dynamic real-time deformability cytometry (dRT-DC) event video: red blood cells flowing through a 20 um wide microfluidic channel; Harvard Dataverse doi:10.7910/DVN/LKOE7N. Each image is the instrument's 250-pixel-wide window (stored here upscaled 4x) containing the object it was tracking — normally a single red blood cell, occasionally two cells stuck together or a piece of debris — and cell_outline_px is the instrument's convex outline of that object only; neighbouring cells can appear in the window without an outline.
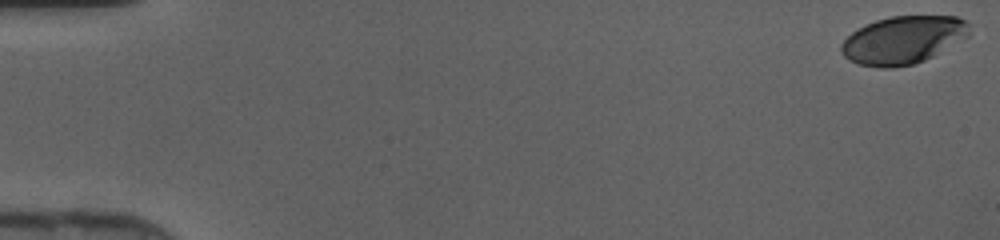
{"species": "human", "species_latin": "Homo sapiens", "temperature_condition": "cold", "stored_images_in_passage": 40, "camera_frame_rate_fps": 3000, "um_per_image_px": 0.085, "donor": {"sex": "female"}, "frame": {"image": 1, "passage_image": 1, "time_ms": 0.0, "image_size_px": [1000, 240], "cell_outline_px": [[968, 36], [932, 56], [924, 60], [912, 64], [892, 68], [880, 68], [860, 64], [848, 60], [840, 52], [840, 44], [852, 32], [876, 20], [892, 16], [956, 16], [964, 20], [968, 24]], "centroid_in_image_um": [76.72, 3.4], "position_along_channel_um": 8.3, "area_um2": 35.32}}
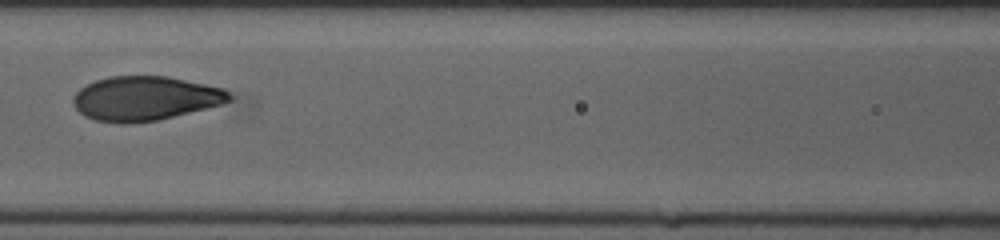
{"frame": {"image": 2, "passage_image": 22, "time_ms": 7.0, "image_size_px": [1000, 240], "cell_outline_px": [[232, 100], [220, 104], [156, 120], [128, 124], [120, 124], [96, 120], [84, 116], [72, 104], [72, 96], [80, 88], [96, 80], [112, 76], [168, 76], [224, 88], [232, 96]], "centroid_in_image_um": [12.29, 8.36], "position_along_channel_um": 154.3, "area_um2": 40.11}}
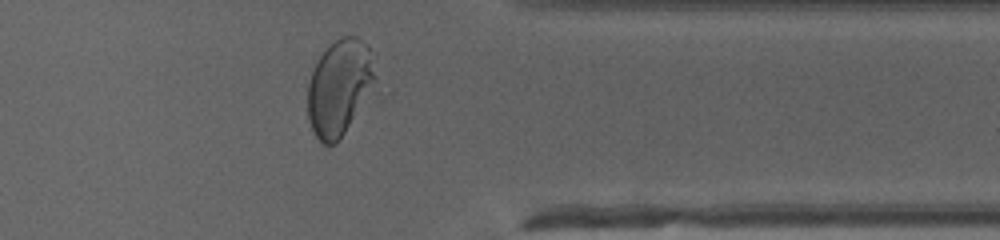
{"frame": {"image": 3, "passage_image": 38, "time_ms": 12.333, "image_size_px": [1000, 240], "cell_outline_px": [[376, 92], [336, 144], [324, 144], [316, 136], [308, 120], [308, 84], [312, 72], [320, 56], [340, 36], [356, 36], [368, 44], [376, 52]], "centroid_in_image_um": [28.97, 7.42], "position_along_channel_um": 382.4, "area_um2": 39.07}}